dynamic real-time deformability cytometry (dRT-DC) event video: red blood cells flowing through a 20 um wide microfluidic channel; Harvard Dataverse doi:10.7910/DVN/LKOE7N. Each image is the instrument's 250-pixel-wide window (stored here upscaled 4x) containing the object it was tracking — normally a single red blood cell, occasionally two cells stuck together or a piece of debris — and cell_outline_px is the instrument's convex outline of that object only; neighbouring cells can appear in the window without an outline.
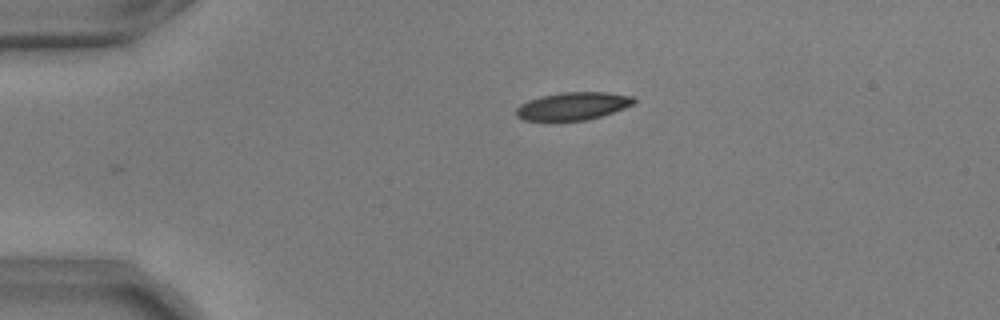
{"species": "common noctule bat (a hibernating species)", "species_latin": "Nyctalus noctula", "temperature_condition": "warm", "stored_images_in_passage": 32, "camera_frame_rate_fps": 3000, "um_per_image_px": 0.085, "animal": {"sex": "male", "body_mass_g": 17.9, "forearm_length_mm": 54.2}, "frame": {"image": 1, "passage_image": 1, "time_ms": 0.0, "image_size_px": [1000, 320], "cell_outline_px": [[636, 100], [632, 104], [624, 108], [588, 120], [556, 124], [548, 124], [524, 120], [516, 116], [516, 108], [520, 104], [528, 100], [540, 96], [564, 92], [604, 92], [632, 96]], "centroid_in_image_um": [48.59, 9.08], "position_along_channel_um": 36.4, "area_um2": 19.88}}
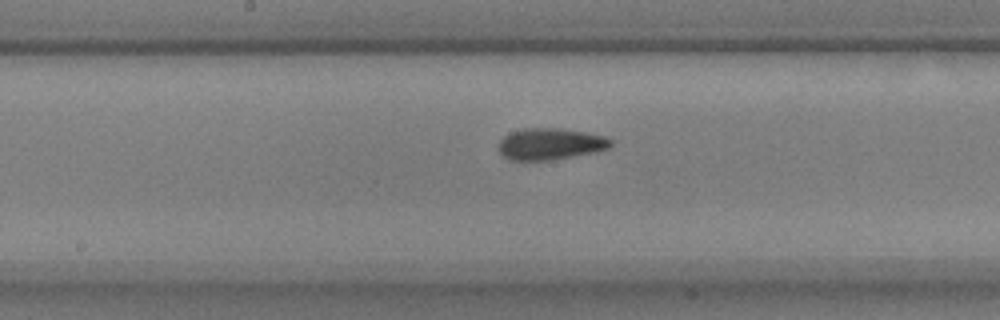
{"frame": {"image": 2, "passage_image": 18, "time_ms": 5.667, "image_size_px": [1000, 320], "cell_outline_px": [[612, 144], [608, 148], [592, 152], [548, 160], [508, 160], [500, 152], [500, 140], [504, 136], [512, 132], [524, 128], [560, 128], [588, 132], [604, 136], [612, 140]], "centroid_in_image_um": [46.77, 12.22], "position_along_channel_um": 201.4, "area_um2": 20.35}}
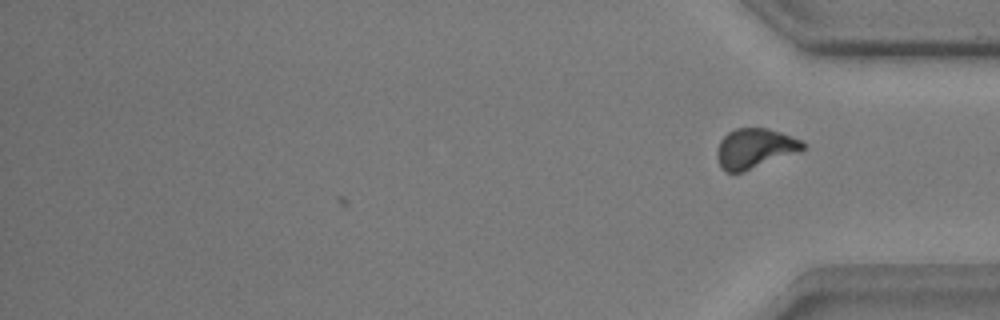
{"frame": {"image": 3, "passage_image": 32, "time_ms": 10.333, "image_size_px": [1000, 320], "cell_outline_px": [[804, 148], [800, 152], [744, 172], [728, 172], [720, 168], [716, 156], [716, 152], [720, 140], [728, 132], [736, 128], [768, 128], [804, 140]], "centroid_in_image_um": [64.16, 12.62], "position_along_channel_um": 371.0, "area_um2": 20.23}, "authors_computed_cell_mechanics": {"area_um2": 20.2878, "velocity_mm_per_s": 3.6502, "shape_relaxation_time_tau1_ms": 4.1959, "shape_relaxation_time_tau2_ms": 2.7162, "deformation_change_tau1": 0.1249, "deformation_change_tau2": 0.088}}